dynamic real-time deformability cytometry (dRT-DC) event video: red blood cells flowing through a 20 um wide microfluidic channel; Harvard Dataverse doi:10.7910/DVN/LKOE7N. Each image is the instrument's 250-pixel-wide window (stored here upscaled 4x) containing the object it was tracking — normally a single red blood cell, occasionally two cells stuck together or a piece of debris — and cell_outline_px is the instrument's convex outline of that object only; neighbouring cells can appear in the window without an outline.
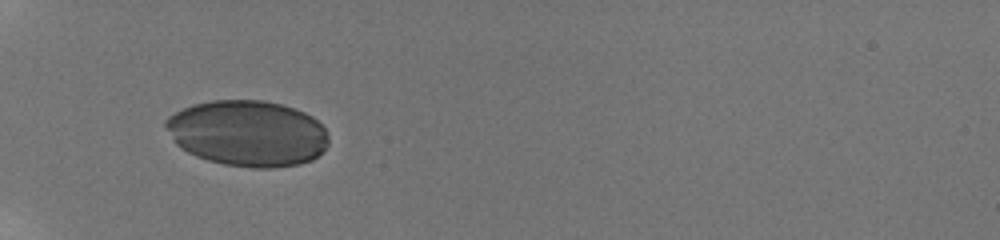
{"species": "human", "species_latin": "Homo sapiens", "temperature_condition": "room temperature", "stored_images_in_passage": 35, "camera_frame_rate_fps": 3000, "um_per_image_px": 0.085, "donor": {"sex": "male"}, "frame": {"image": 1, "passage_image": 1, "time_ms": 0.0, "image_size_px": [1000, 240], "cell_outline_px": [[328, 144], [312, 160], [300, 164], [272, 168], [252, 168], [224, 164], [208, 160], [196, 156], [180, 148], [176, 144], [164, 128], [164, 120], [168, 116], [192, 104], [212, 100], [264, 100], [280, 104], [304, 112], [312, 116], [324, 128], [328, 136]], "centroid_in_image_um": [21.02, 11.33], "position_along_channel_um": 64.0, "area_um2": 62.77}}